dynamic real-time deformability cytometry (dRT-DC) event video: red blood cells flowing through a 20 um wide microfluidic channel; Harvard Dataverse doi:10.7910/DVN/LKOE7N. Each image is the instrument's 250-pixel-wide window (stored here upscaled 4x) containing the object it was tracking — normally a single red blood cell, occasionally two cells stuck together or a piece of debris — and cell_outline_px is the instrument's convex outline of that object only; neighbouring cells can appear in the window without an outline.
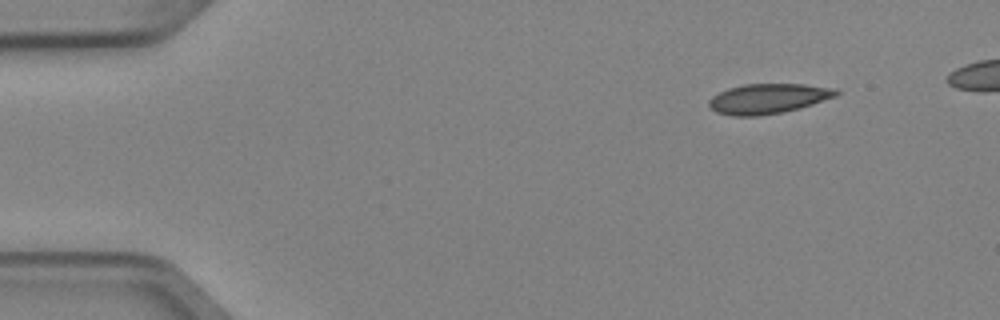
{"species": "Egyptian fruit bat (a non-hibernating species)", "species_latin": "Rousettus aegyptiacus", "temperature_condition": "cold", "stored_images_in_passage": 6, "camera_frame_rate_fps": 3000, "um_per_image_px": 0.085, "animal": {"sex": "female"}, "frame": {"image": 1, "passage_image": 1, "time_ms": 0.0, "image_size_px": [1000, 320], "cell_outline_px": [[840, 92], [836, 96], [800, 108], [784, 112], [760, 116], [732, 116], [716, 112], [708, 104], [708, 100], [712, 96], [728, 88], [744, 84], [804, 84], [836, 88]], "centroid_in_image_um": [65.29, 8.38], "position_along_channel_um": 19.7, "area_um2": 22.31}}
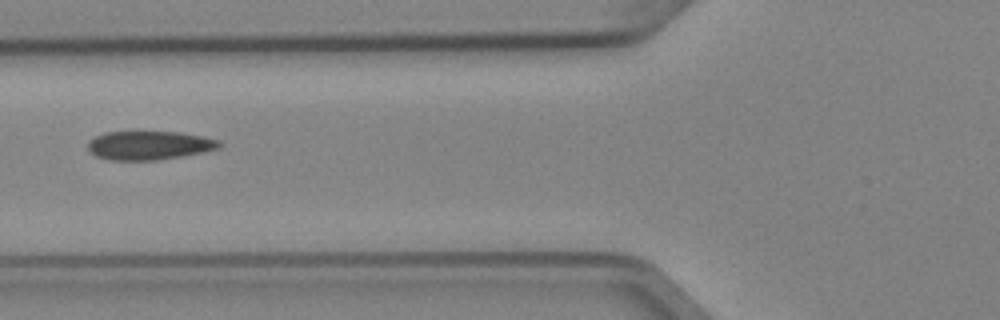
{"frame": {"image": 2, "passage_image": 5, "time_ms": 1.333, "image_size_px": [1000, 320], "cell_outline_px": [[224, 144], [220, 148], [204, 152], [156, 160], [108, 160], [96, 156], [88, 148], [88, 140], [104, 132], [136, 128], [180, 132], [204, 136], [220, 140]], "centroid_in_image_um": [12.68, 12.29], "position_along_channel_um": 113.1, "area_um2": 23.24}}
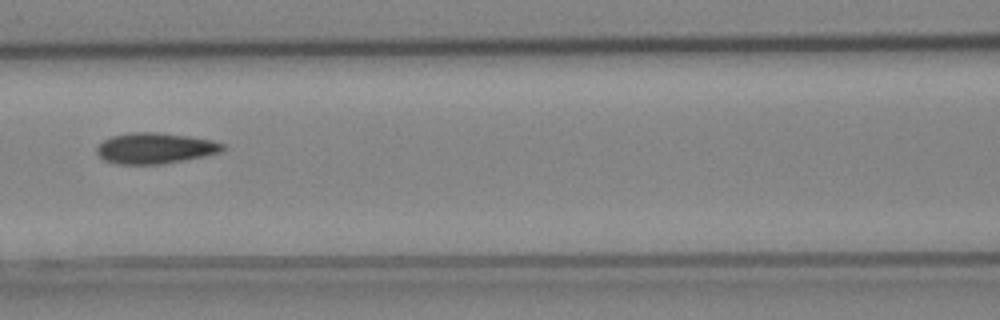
{"frame": {"image": 3, "passage_image": 6, "time_ms": 1.667, "image_size_px": [1000, 320], "cell_outline_px": [[228, 148], [224, 152], [164, 164], [116, 164], [104, 160], [96, 152], [96, 148], [104, 140], [112, 136], [128, 132], [156, 132], [188, 136], [212, 140], [228, 144]], "centroid_in_image_um": [13.25, 12.6], "position_along_channel_um": 153.3, "area_um2": 22.95}}